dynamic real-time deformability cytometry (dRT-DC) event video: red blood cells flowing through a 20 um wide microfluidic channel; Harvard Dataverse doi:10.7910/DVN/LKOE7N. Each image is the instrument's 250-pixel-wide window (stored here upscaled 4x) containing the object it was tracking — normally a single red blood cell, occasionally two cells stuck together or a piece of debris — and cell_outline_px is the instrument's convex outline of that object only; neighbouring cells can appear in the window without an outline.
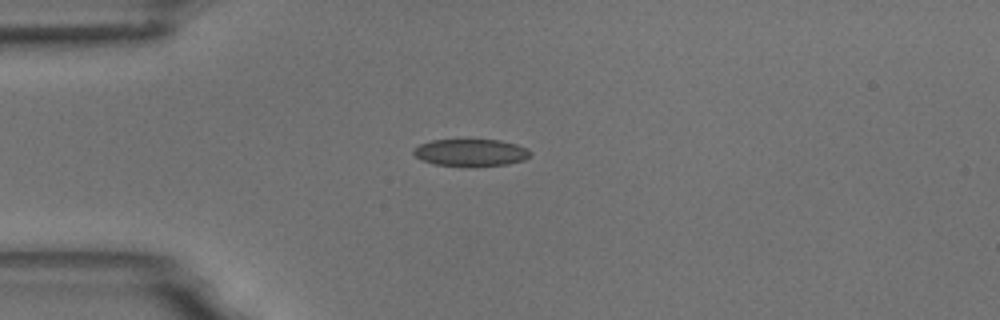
{"species": "common noctule bat (a hibernating species)", "species_latin": "Nyctalus noctula", "temperature_condition": "room temperature", "stored_images_in_passage": 7, "camera_frame_rate_fps": 3000, "um_per_image_px": 0.085, "animal": {"sex": "male", "body_mass_g": 18.8}, "frame": {"image": 1, "passage_image": 1, "time_ms": 0.0, "image_size_px": [1000, 320], "cell_outline_px": [[532, 156], [524, 160], [508, 164], [432, 164], [416, 156], [412, 152], [412, 148], [420, 144], [432, 140], [500, 140], [516, 144], [528, 148], [532, 152]], "centroid_in_image_um": [40.05, 12.93], "position_along_channel_um": 44.9, "area_um2": 17.92}}
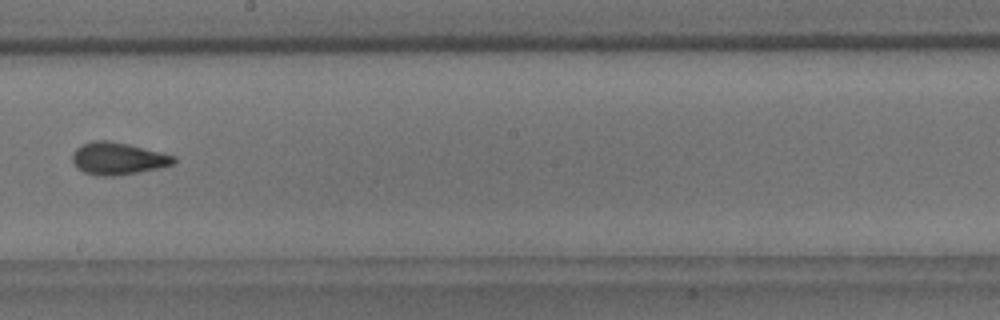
{"frame": {"image": 2, "passage_image": 6, "time_ms": 5.667, "image_size_px": [1000, 320], "cell_outline_px": [[176, 164], [160, 168], [112, 176], [100, 176], [84, 172], [76, 168], [72, 160], [72, 152], [80, 144], [92, 140], [108, 140], [128, 144], [176, 156]], "centroid_in_image_um": [10.0, 13.46], "position_along_channel_um": 238.2, "area_um2": 19.19}}
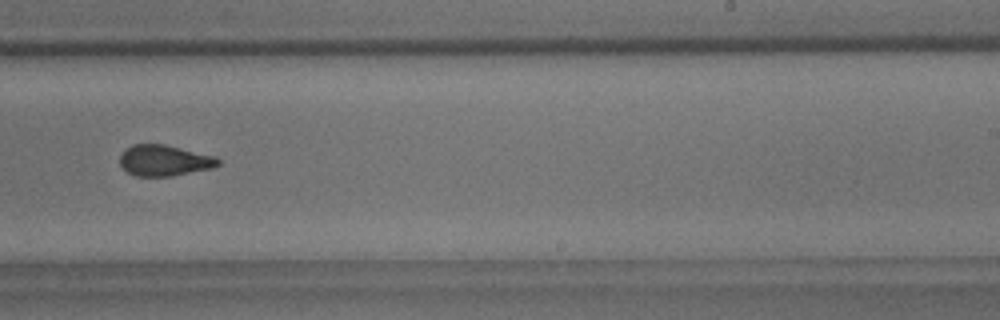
{"frame": {"image": 3, "passage_image": 7, "time_ms": 6.667, "image_size_px": [1000, 320], "cell_outline_px": [[220, 164], [212, 168], [172, 176], [136, 176], [128, 172], [120, 164], [120, 156], [132, 144], [164, 144], [216, 156], [220, 160]], "centroid_in_image_um": [14.0, 13.64], "position_along_channel_um": 275.0, "area_um2": 17.63}}